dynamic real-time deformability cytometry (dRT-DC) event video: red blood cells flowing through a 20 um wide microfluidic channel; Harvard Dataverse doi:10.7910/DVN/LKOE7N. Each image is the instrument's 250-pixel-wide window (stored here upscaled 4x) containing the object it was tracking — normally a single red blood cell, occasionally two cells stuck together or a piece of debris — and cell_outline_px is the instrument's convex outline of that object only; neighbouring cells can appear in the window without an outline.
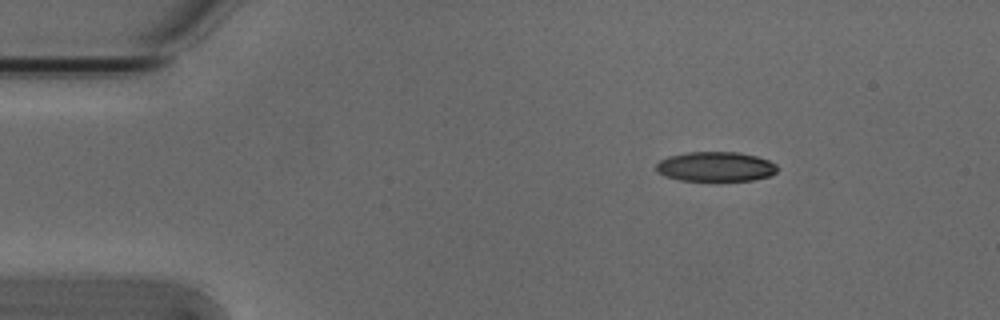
{"species": "Egyptian fruit bat (a non-hibernating species)", "species_latin": "Rousettus aegyptiacus", "temperature_condition": "cold", "stored_images_in_passage": 2, "camera_frame_rate_fps": 3000, "um_per_image_px": 0.085, "animal": {"sex": "male"}, "frame": {"image": 1, "passage_image": 1, "time_ms": 0.0, "image_size_px": [1000, 320], "cell_outline_px": [[776, 172], [768, 176], [752, 180], [680, 180], [664, 176], [656, 172], [656, 164], [660, 160], [668, 156], [688, 152], [736, 152], [756, 156], [768, 160], [776, 164]], "centroid_in_image_um": [60.78, 14.16], "position_along_channel_um": 24.2, "area_um2": 20.81}}